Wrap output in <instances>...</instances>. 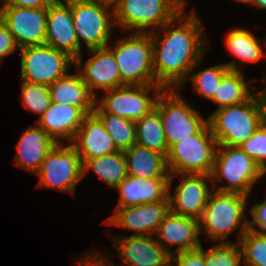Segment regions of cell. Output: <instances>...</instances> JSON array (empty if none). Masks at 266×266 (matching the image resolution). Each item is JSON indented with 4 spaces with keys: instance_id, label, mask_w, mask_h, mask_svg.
<instances>
[{
    "instance_id": "cell-1",
    "label": "cell",
    "mask_w": 266,
    "mask_h": 266,
    "mask_svg": "<svg viewBox=\"0 0 266 266\" xmlns=\"http://www.w3.org/2000/svg\"><path fill=\"white\" fill-rule=\"evenodd\" d=\"M185 10L160 28L162 39L157 30L150 33L155 78L163 89L182 88L190 72L201 64L208 45L195 10L189 15Z\"/></svg>"
},
{
    "instance_id": "cell-2",
    "label": "cell",
    "mask_w": 266,
    "mask_h": 266,
    "mask_svg": "<svg viewBox=\"0 0 266 266\" xmlns=\"http://www.w3.org/2000/svg\"><path fill=\"white\" fill-rule=\"evenodd\" d=\"M247 199L241 193L213 190L199 219L200 233L214 242L228 241L227 237L240 226L237 234L240 240L249 229V220H245Z\"/></svg>"
},
{
    "instance_id": "cell-3",
    "label": "cell",
    "mask_w": 266,
    "mask_h": 266,
    "mask_svg": "<svg viewBox=\"0 0 266 266\" xmlns=\"http://www.w3.org/2000/svg\"><path fill=\"white\" fill-rule=\"evenodd\" d=\"M254 96L237 105L217 108L207 117L218 145L239 146L262 124L260 104Z\"/></svg>"
},
{
    "instance_id": "cell-4",
    "label": "cell",
    "mask_w": 266,
    "mask_h": 266,
    "mask_svg": "<svg viewBox=\"0 0 266 266\" xmlns=\"http://www.w3.org/2000/svg\"><path fill=\"white\" fill-rule=\"evenodd\" d=\"M266 175L262 167L239 146L218 145L215 154L211 183L220 192H237L249 196L255 182ZM226 179L228 185H216V181Z\"/></svg>"
},
{
    "instance_id": "cell-5",
    "label": "cell",
    "mask_w": 266,
    "mask_h": 266,
    "mask_svg": "<svg viewBox=\"0 0 266 266\" xmlns=\"http://www.w3.org/2000/svg\"><path fill=\"white\" fill-rule=\"evenodd\" d=\"M113 8L115 25L130 34L152 33L185 9L178 0H118Z\"/></svg>"
},
{
    "instance_id": "cell-6",
    "label": "cell",
    "mask_w": 266,
    "mask_h": 266,
    "mask_svg": "<svg viewBox=\"0 0 266 266\" xmlns=\"http://www.w3.org/2000/svg\"><path fill=\"white\" fill-rule=\"evenodd\" d=\"M123 85H159L153 69L150 33H132L111 48Z\"/></svg>"
},
{
    "instance_id": "cell-7",
    "label": "cell",
    "mask_w": 266,
    "mask_h": 266,
    "mask_svg": "<svg viewBox=\"0 0 266 266\" xmlns=\"http://www.w3.org/2000/svg\"><path fill=\"white\" fill-rule=\"evenodd\" d=\"M217 141L208 122L194 135L174 143L167 155L170 174L211 175Z\"/></svg>"
},
{
    "instance_id": "cell-8",
    "label": "cell",
    "mask_w": 266,
    "mask_h": 266,
    "mask_svg": "<svg viewBox=\"0 0 266 266\" xmlns=\"http://www.w3.org/2000/svg\"><path fill=\"white\" fill-rule=\"evenodd\" d=\"M65 1L71 6L80 48H82V42H85L88 50L107 47L110 39L113 38V27L116 26L113 6L97 0Z\"/></svg>"
},
{
    "instance_id": "cell-9",
    "label": "cell",
    "mask_w": 266,
    "mask_h": 266,
    "mask_svg": "<svg viewBox=\"0 0 266 266\" xmlns=\"http://www.w3.org/2000/svg\"><path fill=\"white\" fill-rule=\"evenodd\" d=\"M155 108L159 111L169 148L179 140L196 134L207 123V118H202L189 106L178 89H163Z\"/></svg>"
},
{
    "instance_id": "cell-10",
    "label": "cell",
    "mask_w": 266,
    "mask_h": 266,
    "mask_svg": "<svg viewBox=\"0 0 266 266\" xmlns=\"http://www.w3.org/2000/svg\"><path fill=\"white\" fill-rule=\"evenodd\" d=\"M20 54L21 79L30 83L50 86L75 65L67 53L46 44L22 48Z\"/></svg>"
},
{
    "instance_id": "cell-11",
    "label": "cell",
    "mask_w": 266,
    "mask_h": 266,
    "mask_svg": "<svg viewBox=\"0 0 266 266\" xmlns=\"http://www.w3.org/2000/svg\"><path fill=\"white\" fill-rule=\"evenodd\" d=\"M35 175L40 178V188L74 194L76 185L83 178L82 161L71 144L58 143L47 154Z\"/></svg>"
},
{
    "instance_id": "cell-12",
    "label": "cell",
    "mask_w": 266,
    "mask_h": 266,
    "mask_svg": "<svg viewBox=\"0 0 266 266\" xmlns=\"http://www.w3.org/2000/svg\"><path fill=\"white\" fill-rule=\"evenodd\" d=\"M152 90L153 99L149 96ZM162 90L160 85H123L106 91L100 100L96 98V104L106 113L136 122L155 108Z\"/></svg>"
},
{
    "instance_id": "cell-13",
    "label": "cell",
    "mask_w": 266,
    "mask_h": 266,
    "mask_svg": "<svg viewBox=\"0 0 266 266\" xmlns=\"http://www.w3.org/2000/svg\"><path fill=\"white\" fill-rule=\"evenodd\" d=\"M0 19L19 49L45 44L47 8L0 5Z\"/></svg>"
},
{
    "instance_id": "cell-14",
    "label": "cell",
    "mask_w": 266,
    "mask_h": 266,
    "mask_svg": "<svg viewBox=\"0 0 266 266\" xmlns=\"http://www.w3.org/2000/svg\"><path fill=\"white\" fill-rule=\"evenodd\" d=\"M174 174H170L168 198L170 211L181 215L200 219L207 204L213 186H208L211 181L210 175L180 174L181 181L176 187L173 195L170 185Z\"/></svg>"
},
{
    "instance_id": "cell-15",
    "label": "cell",
    "mask_w": 266,
    "mask_h": 266,
    "mask_svg": "<svg viewBox=\"0 0 266 266\" xmlns=\"http://www.w3.org/2000/svg\"><path fill=\"white\" fill-rule=\"evenodd\" d=\"M170 212L169 198L125 208H116L105 224L135 231L132 235L154 236L160 223Z\"/></svg>"
},
{
    "instance_id": "cell-16",
    "label": "cell",
    "mask_w": 266,
    "mask_h": 266,
    "mask_svg": "<svg viewBox=\"0 0 266 266\" xmlns=\"http://www.w3.org/2000/svg\"><path fill=\"white\" fill-rule=\"evenodd\" d=\"M89 52L92 57L84 67L81 55L75 60L73 67H76L90 92L98 98L96 89L105 92L123 86L113 52L108 47L92 49Z\"/></svg>"
},
{
    "instance_id": "cell-17",
    "label": "cell",
    "mask_w": 266,
    "mask_h": 266,
    "mask_svg": "<svg viewBox=\"0 0 266 266\" xmlns=\"http://www.w3.org/2000/svg\"><path fill=\"white\" fill-rule=\"evenodd\" d=\"M45 44L67 53L74 60L82 55L71 6L65 0H55L47 8Z\"/></svg>"
},
{
    "instance_id": "cell-18",
    "label": "cell",
    "mask_w": 266,
    "mask_h": 266,
    "mask_svg": "<svg viewBox=\"0 0 266 266\" xmlns=\"http://www.w3.org/2000/svg\"><path fill=\"white\" fill-rule=\"evenodd\" d=\"M112 240L121 266H170L171 255L154 236H115Z\"/></svg>"
},
{
    "instance_id": "cell-19",
    "label": "cell",
    "mask_w": 266,
    "mask_h": 266,
    "mask_svg": "<svg viewBox=\"0 0 266 266\" xmlns=\"http://www.w3.org/2000/svg\"><path fill=\"white\" fill-rule=\"evenodd\" d=\"M199 220L169 212L160 223L156 241L172 256L199 248L201 245ZM157 236V237H156ZM177 245L172 252L170 246Z\"/></svg>"
},
{
    "instance_id": "cell-20",
    "label": "cell",
    "mask_w": 266,
    "mask_h": 266,
    "mask_svg": "<svg viewBox=\"0 0 266 266\" xmlns=\"http://www.w3.org/2000/svg\"><path fill=\"white\" fill-rule=\"evenodd\" d=\"M70 144L76 149L82 164L87 159L118 151L102 121L94 112L84 117L82 125Z\"/></svg>"
},
{
    "instance_id": "cell-21",
    "label": "cell",
    "mask_w": 266,
    "mask_h": 266,
    "mask_svg": "<svg viewBox=\"0 0 266 266\" xmlns=\"http://www.w3.org/2000/svg\"><path fill=\"white\" fill-rule=\"evenodd\" d=\"M87 114L79 107L52 102L37 124L58 144L71 142Z\"/></svg>"
},
{
    "instance_id": "cell-22",
    "label": "cell",
    "mask_w": 266,
    "mask_h": 266,
    "mask_svg": "<svg viewBox=\"0 0 266 266\" xmlns=\"http://www.w3.org/2000/svg\"><path fill=\"white\" fill-rule=\"evenodd\" d=\"M170 177L141 178L128 175L115 188L120 192L116 208L164 200L168 197Z\"/></svg>"
},
{
    "instance_id": "cell-23",
    "label": "cell",
    "mask_w": 266,
    "mask_h": 266,
    "mask_svg": "<svg viewBox=\"0 0 266 266\" xmlns=\"http://www.w3.org/2000/svg\"><path fill=\"white\" fill-rule=\"evenodd\" d=\"M57 143L37 123L29 126L16 144L15 163L24 170L36 174L47 154Z\"/></svg>"
},
{
    "instance_id": "cell-24",
    "label": "cell",
    "mask_w": 266,
    "mask_h": 266,
    "mask_svg": "<svg viewBox=\"0 0 266 266\" xmlns=\"http://www.w3.org/2000/svg\"><path fill=\"white\" fill-rule=\"evenodd\" d=\"M52 102L81 108L86 114L93 113L96 97L84 83L80 73L60 77L49 86Z\"/></svg>"
},
{
    "instance_id": "cell-25",
    "label": "cell",
    "mask_w": 266,
    "mask_h": 266,
    "mask_svg": "<svg viewBox=\"0 0 266 266\" xmlns=\"http://www.w3.org/2000/svg\"><path fill=\"white\" fill-rule=\"evenodd\" d=\"M128 175L133 177L154 178L170 177L165 155L150 150L137 143L124 151Z\"/></svg>"
},
{
    "instance_id": "cell-26",
    "label": "cell",
    "mask_w": 266,
    "mask_h": 266,
    "mask_svg": "<svg viewBox=\"0 0 266 266\" xmlns=\"http://www.w3.org/2000/svg\"><path fill=\"white\" fill-rule=\"evenodd\" d=\"M263 41L256 38L252 32L243 28L230 30L226 37V47L230 53L240 60L237 65L235 60L224 63L229 70L242 71V65L246 62L256 63L264 57Z\"/></svg>"
},
{
    "instance_id": "cell-27",
    "label": "cell",
    "mask_w": 266,
    "mask_h": 266,
    "mask_svg": "<svg viewBox=\"0 0 266 266\" xmlns=\"http://www.w3.org/2000/svg\"><path fill=\"white\" fill-rule=\"evenodd\" d=\"M244 71L228 70L222 77L219 85H217L216 93L213 94L210 101L215 102L218 107L237 105L247 101L254 93L256 87H251V91L247 85L249 81H245Z\"/></svg>"
},
{
    "instance_id": "cell-28",
    "label": "cell",
    "mask_w": 266,
    "mask_h": 266,
    "mask_svg": "<svg viewBox=\"0 0 266 266\" xmlns=\"http://www.w3.org/2000/svg\"><path fill=\"white\" fill-rule=\"evenodd\" d=\"M83 177L93 170L109 187L115 189L128 176L124 152L117 151L108 155L87 159L82 164Z\"/></svg>"
},
{
    "instance_id": "cell-29",
    "label": "cell",
    "mask_w": 266,
    "mask_h": 266,
    "mask_svg": "<svg viewBox=\"0 0 266 266\" xmlns=\"http://www.w3.org/2000/svg\"><path fill=\"white\" fill-rule=\"evenodd\" d=\"M136 143L159 152L167 157L169 147L159 111L154 108L142 119L135 122Z\"/></svg>"
},
{
    "instance_id": "cell-30",
    "label": "cell",
    "mask_w": 266,
    "mask_h": 266,
    "mask_svg": "<svg viewBox=\"0 0 266 266\" xmlns=\"http://www.w3.org/2000/svg\"><path fill=\"white\" fill-rule=\"evenodd\" d=\"M94 113L102 121L118 151L124 152L136 143V125L134 121L112 113H106L97 104H95Z\"/></svg>"
},
{
    "instance_id": "cell-31",
    "label": "cell",
    "mask_w": 266,
    "mask_h": 266,
    "mask_svg": "<svg viewBox=\"0 0 266 266\" xmlns=\"http://www.w3.org/2000/svg\"><path fill=\"white\" fill-rule=\"evenodd\" d=\"M237 243L242 252L243 266H266V235L248 229Z\"/></svg>"
},
{
    "instance_id": "cell-32",
    "label": "cell",
    "mask_w": 266,
    "mask_h": 266,
    "mask_svg": "<svg viewBox=\"0 0 266 266\" xmlns=\"http://www.w3.org/2000/svg\"><path fill=\"white\" fill-rule=\"evenodd\" d=\"M205 266H243L242 252L238 243L222 241L212 248L205 250Z\"/></svg>"
},
{
    "instance_id": "cell-33",
    "label": "cell",
    "mask_w": 266,
    "mask_h": 266,
    "mask_svg": "<svg viewBox=\"0 0 266 266\" xmlns=\"http://www.w3.org/2000/svg\"><path fill=\"white\" fill-rule=\"evenodd\" d=\"M229 70L224 64H217L212 67H208L199 72L189 74L192 82V86L195 93L201 97L211 99L213 94L216 93L217 85H219L223 75Z\"/></svg>"
},
{
    "instance_id": "cell-34",
    "label": "cell",
    "mask_w": 266,
    "mask_h": 266,
    "mask_svg": "<svg viewBox=\"0 0 266 266\" xmlns=\"http://www.w3.org/2000/svg\"><path fill=\"white\" fill-rule=\"evenodd\" d=\"M21 97L23 105L40 117L52 103L49 86L27 81L21 83Z\"/></svg>"
},
{
    "instance_id": "cell-35",
    "label": "cell",
    "mask_w": 266,
    "mask_h": 266,
    "mask_svg": "<svg viewBox=\"0 0 266 266\" xmlns=\"http://www.w3.org/2000/svg\"><path fill=\"white\" fill-rule=\"evenodd\" d=\"M239 147L266 172V126L261 124Z\"/></svg>"
},
{
    "instance_id": "cell-36",
    "label": "cell",
    "mask_w": 266,
    "mask_h": 266,
    "mask_svg": "<svg viewBox=\"0 0 266 266\" xmlns=\"http://www.w3.org/2000/svg\"><path fill=\"white\" fill-rule=\"evenodd\" d=\"M170 266H205L202 246L194 250L172 255L170 257Z\"/></svg>"
},
{
    "instance_id": "cell-37",
    "label": "cell",
    "mask_w": 266,
    "mask_h": 266,
    "mask_svg": "<svg viewBox=\"0 0 266 266\" xmlns=\"http://www.w3.org/2000/svg\"><path fill=\"white\" fill-rule=\"evenodd\" d=\"M250 214L252 221H248L249 229L260 235H266V199L253 204L250 208Z\"/></svg>"
},
{
    "instance_id": "cell-38",
    "label": "cell",
    "mask_w": 266,
    "mask_h": 266,
    "mask_svg": "<svg viewBox=\"0 0 266 266\" xmlns=\"http://www.w3.org/2000/svg\"><path fill=\"white\" fill-rule=\"evenodd\" d=\"M17 48H19L14 40V37L6 27V25L0 19V65L2 58L9 56Z\"/></svg>"
},
{
    "instance_id": "cell-39",
    "label": "cell",
    "mask_w": 266,
    "mask_h": 266,
    "mask_svg": "<svg viewBox=\"0 0 266 266\" xmlns=\"http://www.w3.org/2000/svg\"><path fill=\"white\" fill-rule=\"evenodd\" d=\"M55 0H0V5H12L25 8H48Z\"/></svg>"
},
{
    "instance_id": "cell-40",
    "label": "cell",
    "mask_w": 266,
    "mask_h": 266,
    "mask_svg": "<svg viewBox=\"0 0 266 266\" xmlns=\"http://www.w3.org/2000/svg\"><path fill=\"white\" fill-rule=\"evenodd\" d=\"M95 254V255H94ZM98 253L93 250V252L87 256H84L80 258L81 260H78V263L80 264H75L78 266H115L112 264L113 262H110L111 260L108 259V257H104L102 255H97ZM89 255V256H88ZM106 258V259H105Z\"/></svg>"
},
{
    "instance_id": "cell-41",
    "label": "cell",
    "mask_w": 266,
    "mask_h": 266,
    "mask_svg": "<svg viewBox=\"0 0 266 266\" xmlns=\"http://www.w3.org/2000/svg\"><path fill=\"white\" fill-rule=\"evenodd\" d=\"M255 95L260 104L262 125L266 126V87L262 89L261 92H256Z\"/></svg>"
},
{
    "instance_id": "cell-42",
    "label": "cell",
    "mask_w": 266,
    "mask_h": 266,
    "mask_svg": "<svg viewBox=\"0 0 266 266\" xmlns=\"http://www.w3.org/2000/svg\"><path fill=\"white\" fill-rule=\"evenodd\" d=\"M250 4L259 9H266V0H251Z\"/></svg>"
},
{
    "instance_id": "cell-43",
    "label": "cell",
    "mask_w": 266,
    "mask_h": 266,
    "mask_svg": "<svg viewBox=\"0 0 266 266\" xmlns=\"http://www.w3.org/2000/svg\"><path fill=\"white\" fill-rule=\"evenodd\" d=\"M97 1H100L102 3L109 4L111 6H114L118 2V0H97Z\"/></svg>"
},
{
    "instance_id": "cell-44",
    "label": "cell",
    "mask_w": 266,
    "mask_h": 266,
    "mask_svg": "<svg viewBox=\"0 0 266 266\" xmlns=\"http://www.w3.org/2000/svg\"><path fill=\"white\" fill-rule=\"evenodd\" d=\"M233 1H236V2H239V3H245V4H249V5H250V2H251V0H233Z\"/></svg>"
},
{
    "instance_id": "cell-45",
    "label": "cell",
    "mask_w": 266,
    "mask_h": 266,
    "mask_svg": "<svg viewBox=\"0 0 266 266\" xmlns=\"http://www.w3.org/2000/svg\"><path fill=\"white\" fill-rule=\"evenodd\" d=\"M186 8V0H178Z\"/></svg>"
},
{
    "instance_id": "cell-46",
    "label": "cell",
    "mask_w": 266,
    "mask_h": 266,
    "mask_svg": "<svg viewBox=\"0 0 266 266\" xmlns=\"http://www.w3.org/2000/svg\"><path fill=\"white\" fill-rule=\"evenodd\" d=\"M264 84H266V78H262Z\"/></svg>"
},
{
    "instance_id": "cell-47",
    "label": "cell",
    "mask_w": 266,
    "mask_h": 266,
    "mask_svg": "<svg viewBox=\"0 0 266 266\" xmlns=\"http://www.w3.org/2000/svg\"><path fill=\"white\" fill-rule=\"evenodd\" d=\"M264 39H265V42H264V43L266 44V37H265ZM265 47H266V46H265ZM265 54H266V52L264 51V56H265Z\"/></svg>"
}]
</instances>
